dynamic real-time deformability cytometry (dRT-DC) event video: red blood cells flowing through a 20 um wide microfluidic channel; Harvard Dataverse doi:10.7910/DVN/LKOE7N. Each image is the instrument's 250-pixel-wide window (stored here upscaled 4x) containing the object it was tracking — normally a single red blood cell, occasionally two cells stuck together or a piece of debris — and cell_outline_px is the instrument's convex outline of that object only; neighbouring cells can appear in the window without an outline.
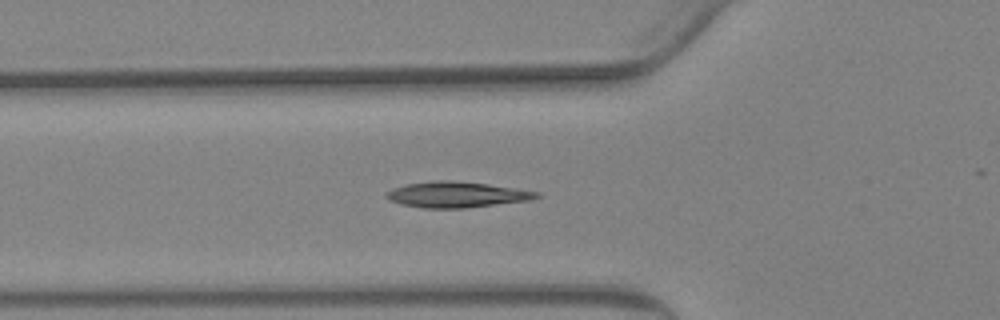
{"species": "Egyptian fruit bat (a non-hibernating species)", "species_latin": "Rousettus aegyptiacus", "temperature_condition": "warm", "stored_images_in_passage": 48, "camera_frame_rate_fps": 3000, "um_per_image_px": 0.085, "animal": {"sex": "female"}, "frame": {"image": 1, "passage_image": 19, "time_ms": 6.0, "image_size_px": [1000, 320], "cell_outline_px": [[540, 196], [532, 200], [464, 208], [424, 208], [400, 204], [388, 200], [384, 196], [392, 188], [404, 184], [436, 180], [448, 180], [488, 184], [540, 192]], "centroid_in_image_um": [38.78, 16.54], "position_along_channel_um": 87.0, "area_um2": 22.6}}
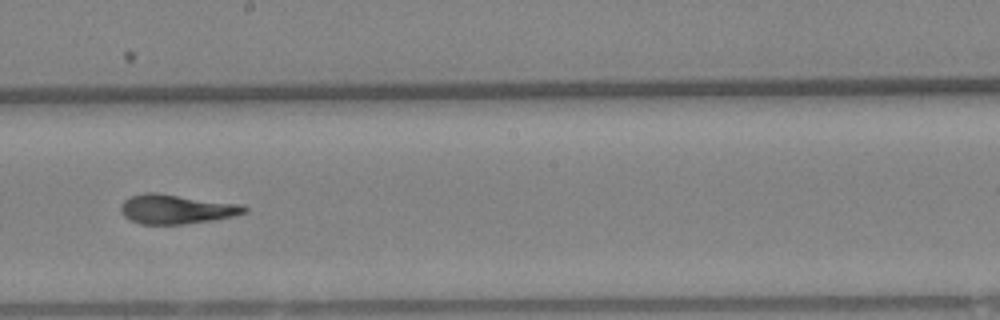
{"frame": {"image": 2, "passage_image": 31, "time_ms": 10.0, "image_size_px": [1000, 320], "cell_outline_px": [[248, 212], [232, 216], [212, 220], [184, 224], [140, 224], [124, 216], [120, 212], [120, 204], [124, 200], [132, 196], [144, 192], [156, 192], [240, 204], [248, 208]], "centroid_in_image_um": [14.96, 17.77], "position_along_channel_um": 233.2, "area_um2": 21.15}}
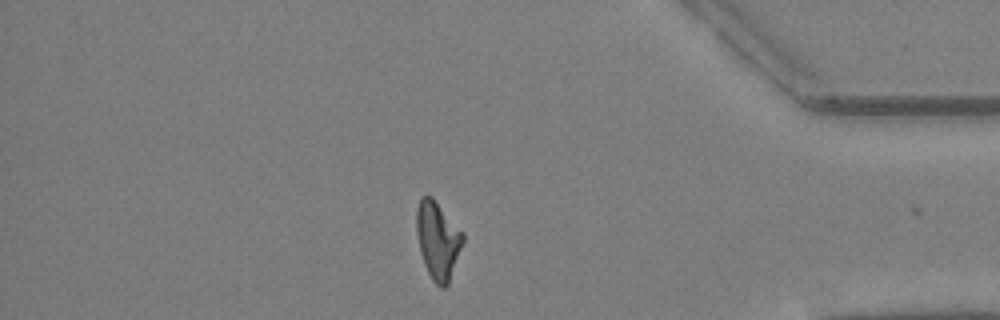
{"frame": {"image": 3, "passage_image": 47, "time_ms": 15.333, "image_size_px": [1000, 320], "cell_outline_px": [[464, 240], [448, 284], [444, 288], [440, 288], [432, 280], [424, 264], [420, 252], [416, 232], [416, 208], [420, 200], [424, 196], [432, 196], [464, 232]], "centroid_in_image_um": [37.21, 20.41], "position_along_channel_um": 398.0, "area_um2": 21.04}, "authors_computed_cell_mechanics": {"area_um2": 21.2126, "velocity_mm_per_s": 3.6643, "shape_relaxation_time_tau1_ms": null, "shape_relaxation_time_tau2_ms": 1.3711, "deformation_change_tau1": null, "deformation_change_tau2": 0.0835}}